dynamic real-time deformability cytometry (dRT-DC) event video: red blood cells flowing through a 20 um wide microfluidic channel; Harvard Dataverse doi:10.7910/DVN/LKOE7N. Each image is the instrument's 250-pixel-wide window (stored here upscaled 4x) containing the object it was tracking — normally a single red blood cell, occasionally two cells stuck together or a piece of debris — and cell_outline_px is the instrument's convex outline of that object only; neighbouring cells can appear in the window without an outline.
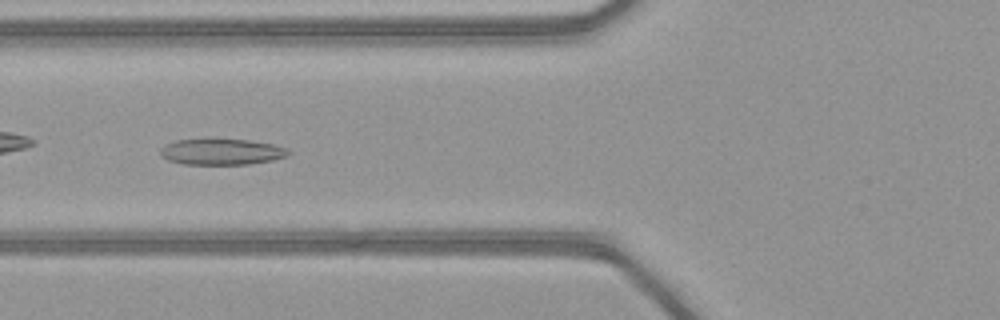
{"species": "common noctule bat (a hibernating species)", "species_latin": "Nyctalus noctula", "temperature_condition": "warm", "stored_images_in_passage": 37, "camera_frame_rate_fps": 3000, "um_per_image_px": 0.085, "animal": {"sex": "female", "body_mass_g": 21.9}, "frame": {"image": 1, "passage_image": 7, "time_ms": 2.0, "image_size_px": [1000, 320], "cell_outline_px": [[292, 152], [288, 156], [272, 160], [248, 164], [184, 164], [168, 160], [160, 156], [160, 148], [164, 144], [176, 140], [208, 136], [212, 136], [248, 140], [276, 144], [288, 148]], "centroid_in_image_um": [18.81, 12.85], "position_along_channel_um": 107.0, "area_um2": 20.52}}
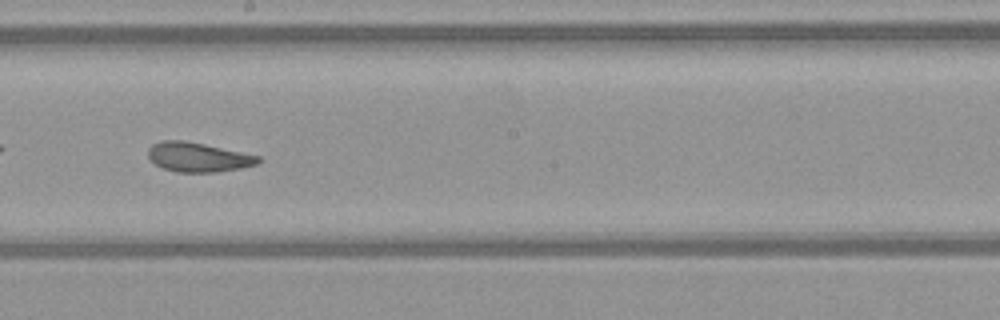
{"frame": {"image": 2, "passage_image": 16, "time_ms": 5.0, "image_size_px": [1000, 320], "cell_outline_px": [[260, 160], [256, 164], [240, 168], [216, 172], [176, 172], [164, 168], [156, 164], [148, 156], [148, 148], [152, 144], [160, 140], [184, 140], [204, 144], [260, 156]], "centroid_in_image_um": [16.81, 13.35], "position_along_channel_um": 231.4, "area_um2": 18.73}}
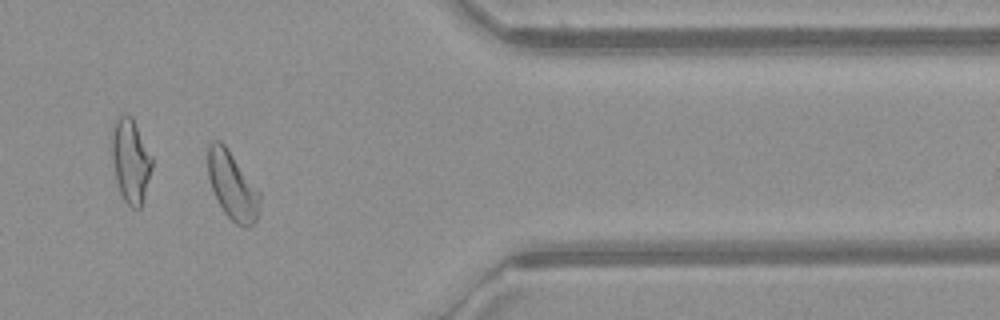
{"frame": {"image": 3, "passage_image": 29, "time_ms": 9.333, "image_size_px": [1000, 320], "cell_outline_px": [[260, 200], [256, 220], [248, 228], [244, 228], [236, 224], [224, 212], [212, 188], [208, 176], [208, 148], [212, 140], [220, 140], [224, 144], [260, 192]], "centroid_in_image_um": [19.75, 15.8], "position_along_channel_um": 391.6, "area_um2": 20.11}, "authors_computed_cell_mechanics": {"area_um2": 19.5942, "velocity_mm_per_s": 4.1341, "shape_relaxation_time_tau1_ms": null, "shape_relaxation_time_tau2_ms": 1.2317, "deformation_change_tau1": null, "deformation_change_tau2": 0.077}}